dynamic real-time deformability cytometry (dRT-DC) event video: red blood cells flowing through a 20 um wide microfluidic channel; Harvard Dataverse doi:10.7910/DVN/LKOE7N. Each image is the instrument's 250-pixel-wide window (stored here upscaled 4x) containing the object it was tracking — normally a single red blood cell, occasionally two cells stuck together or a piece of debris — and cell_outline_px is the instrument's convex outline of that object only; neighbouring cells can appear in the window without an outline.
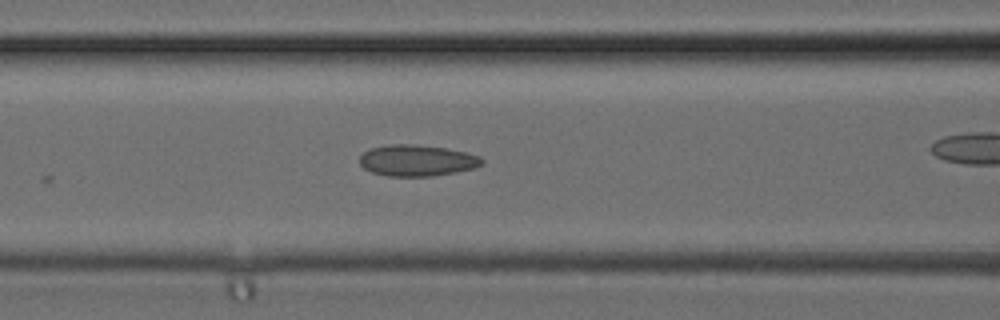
{"species": "common noctule bat (a hibernating species)", "species_latin": "Nyctalus noctula", "temperature_condition": "cold", "stored_images_in_passage": 11, "camera_frame_rate_fps": 3000, "um_per_image_px": 0.085, "animal": {"sex": "female", "body_mass_g": 24.6, "forearm_length_mm": 56.2}, "frame": {"image": 1, "passage_image": 4, "time_ms": 1.0, "image_size_px": [1000, 320], "cell_outline_px": [[484, 164], [476, 168], [456, 172], [432, 176], [388, 176], [372, 172], [364, 168], [360, 164], [360, 156], [368, 148], [392, 144], [412, 144], [444, 148], [464, 152], [480, 156], [484, 160]], "centroid_in_image_um": [35.46, 13.64], "position_along_channel_um": 131.1, "area_um2": 22.31}}
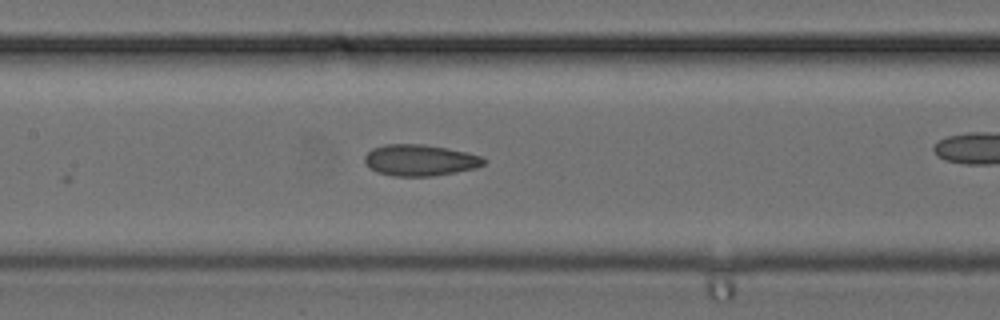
{"frame": {"image": 2, "passage_image": 6, "time_ms": 1.667, "image_size_px": [1000, 320], "cell_outline_px": [[488, 160], [484, 164], [476, 168], [456, 172], [432, 176], [392, 176], [376, 172], [368, 168], [364, 164], [364, 156], [372, 148], [384, 144], [424, 144], [448, 148], [468, 152], [480, 156]], "centroid_in_image_um": [35.67, 13.61], "position_along_channel_um": 171.7, "area_um2": 22.08}}
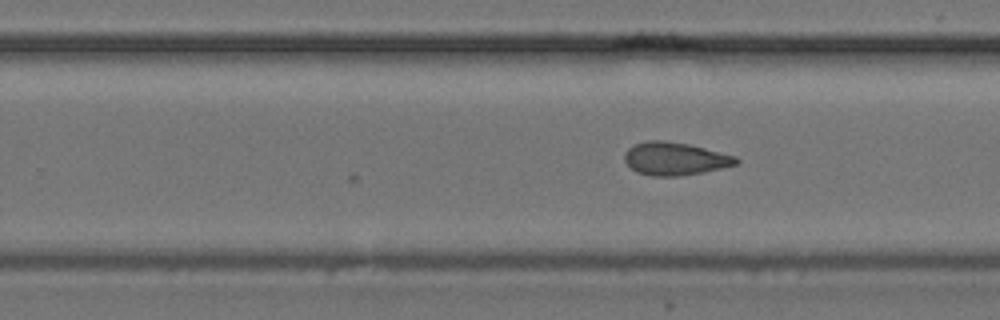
{"frame": {"image": 3, "passage_image": 11, "time_ms": 3.333, "image_size_px": [1000, 320], "cell_outline_px": [[740, 160], [736, 164], [704, 172], [676, 176], [652, 176], [636, 172], [624, 160], [624, 152], [632, 144], [648, 140], [664, 140], [688, 144], [736, 156]], "centroid_in_image_um": [57.33, 13.48], "position_along_channel_um": 272.5, "area_um2": 21.39}}